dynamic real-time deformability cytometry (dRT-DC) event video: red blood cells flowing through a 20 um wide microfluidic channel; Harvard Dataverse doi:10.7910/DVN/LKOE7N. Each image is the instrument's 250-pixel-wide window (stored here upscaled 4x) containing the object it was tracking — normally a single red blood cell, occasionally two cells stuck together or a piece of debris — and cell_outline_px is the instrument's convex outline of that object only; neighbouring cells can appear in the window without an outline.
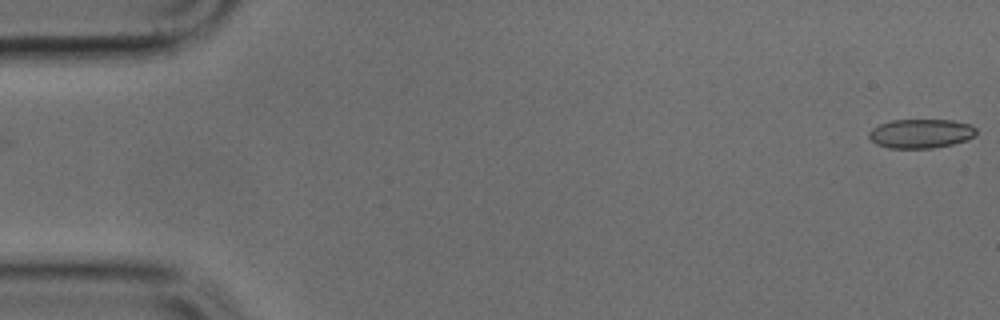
{"species": "common noctule bat (a hibernating species)", "species_latin": "Nyctalus noctula", "temperature_condition": "cold", "stored_images_in_passage": 40, "camera_frame_rate_fps": 3000, "um_per_image_px": 0.085, "animal": {"sex": "male", "body_mass_g": 17.9, "forearm_length_mm": 54.2}, "frame": {"image": 1, "passage_image": 1, "time_ms": 0.0, "image_size_px": [1000, 320], "cell_outline_px": [[976, 136], [952, 144], [932, 148], [888, 148], [876, 144], [868, 136], [868, 132], [872, 128], [880, 124], [892, 120], [952, 120], [968, 124], [976, 128]], "centroid_in_image_um": [78.25, 11.35], "position_along_channel_um": 6.8, "area_um2": 18.15}}
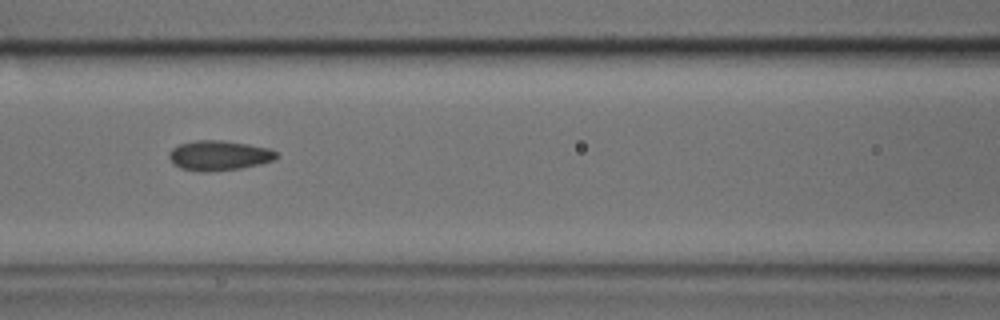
{"frame": {"image": 2, "passage_image": 21, "time_ms": 6.667, "image_size_px": [1000, 320], "cell_outline_px": [[280, 156], [272, 160], [260, 164], [240, 168], [204, 172], [180, 168], [168, 156], [168, 152], [172, 148], [180, 144], [196, 140], [224, 140], [248, 144], [268, 148], [276, 152]], "centroid_in_image_um": [18.62, 13.2], "position_along_channel_um": 148.0, "area_um2": 18.55}}
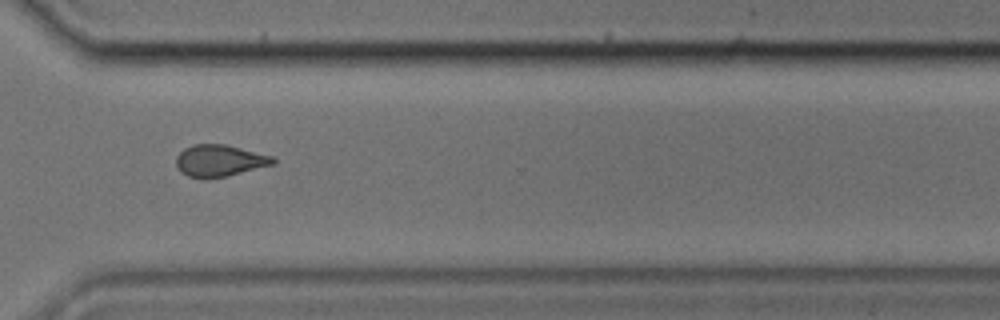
{"frame": {"image": 3, "passage_image": 36, "time_ms": 11.667, "image_size_px": [1000, 320], "cell_outline_px": [[276, 164], [228, 176], [208, 180], [204, 180], [188, 176], [180, 172], [176, 168], [176, 156], [184, 148], [192, 144], [228, 144], [272, 156], [276, 160]], "centroid_in_image_um": [18.65, 13.67], "position_along_channel_um": 352.0, "area_um2": 18.5}}